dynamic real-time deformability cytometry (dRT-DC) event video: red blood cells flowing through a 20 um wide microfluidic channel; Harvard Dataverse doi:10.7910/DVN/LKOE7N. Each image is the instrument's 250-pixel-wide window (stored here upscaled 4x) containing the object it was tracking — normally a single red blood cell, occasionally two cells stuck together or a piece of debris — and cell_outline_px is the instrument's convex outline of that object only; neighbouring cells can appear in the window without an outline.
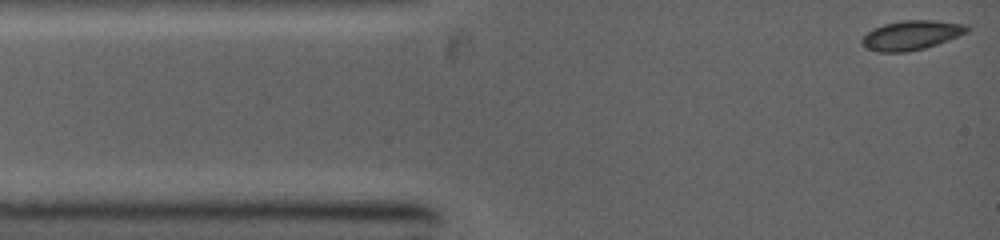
{"species": "common noctule bat (a hibernating species)", "species_latin": "Nyctalus noctula", "temperature_condition": "warm", "stored_images_in_passage": 35, "camera_frame_rate_fps": 5000, "um_per_image_px": 0.085, "animal": {"sex": "female", "body_mass_g": 19.0, "forearm_length_mm": 53.3}, "frame": {"image": 1, "passage_image": 1, "time_ms": 0.0, "image_size_px": [1000, 240], "cell_outline_px": [[968, 32], [948, 40], [924, 48], [908, 52], [876, 52], [864, 48], [860, 40], [872, 28], [884, 24], [904, 20], [936, 20], [968, 24]], "centroid_in_image_um": [77.44, 2.99], "position_along_channel_um": 7.6, "area_um2": 18.15}}
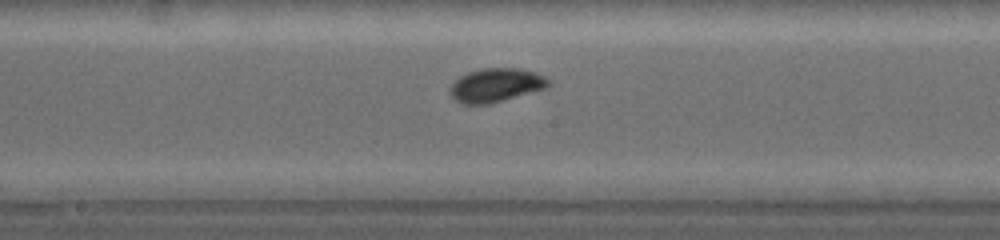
{"frame": {"image": 2, "passage_image": 19, "time_ms": 5.6, "image_size_px": [1000, 240], "cell_outline_px": [[552, 84], [544, 88], [488, 104], [464, 104], [456, 100], [452, 96], [448, 88], [460, 76], [468, 72], [480, 68], [516, 68], [536, 72], [544, 76]], "centroid_in_image_um": [42.13, 7.22], "position_along_channel_um": 206.1, "area_um2": 19.07}}
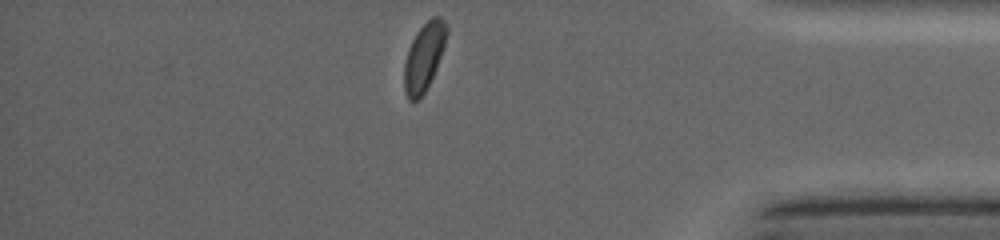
{"frame": {"image": 3, "passage_image": 35, "time_ms": 10.4, "image_size_px": [1000, 240], "cell_outline_px": [[448, 32], [436, 68], [424, 92], [416, 100], [408, 100], [404, 92], [404, 64], [408, 48], [416, 32], [432, 16], [440, 16], [444, 20], [448, 28]], "centroid_in_image_um": [36.02, 4.8], "position_along_channel_um": 399.2, "area_um2": 16.53}}